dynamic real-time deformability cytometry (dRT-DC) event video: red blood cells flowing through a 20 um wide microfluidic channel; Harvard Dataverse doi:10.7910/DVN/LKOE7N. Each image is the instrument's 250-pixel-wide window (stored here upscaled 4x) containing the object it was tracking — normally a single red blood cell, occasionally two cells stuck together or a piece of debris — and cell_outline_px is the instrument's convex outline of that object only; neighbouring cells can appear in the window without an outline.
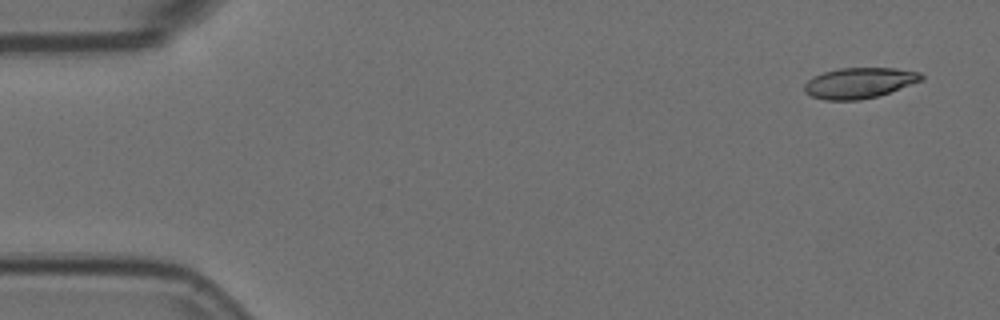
{"species": "Egyptian fruit bat (a non-hibernating species)", "species_latin": "Rousettus aegyptiacus", "temperature_condition": "room temperature", "stored_images_in_passage": 4, "camera_frame_rate_fps": 3000, "um_per_image_px": 0.085, "animal": {"sex": "female"}, "frame": {"image": 1, "passage_image": 1, "time_ms": 0.0, "image_size_px": [1000, 320], "cell_outline_px": [[924, 80], [876, 96], [860, 100], [824, 100], [812, 96], [804, 92], [804, 84], [812, 76], [824, 72], [840, 68], [896, 68], [920, 72], [924, 76]], "centroid_in_image_um": [73.03, 7.04], "position_along_channel_um": 12.0, "area_um2": 20.87}}
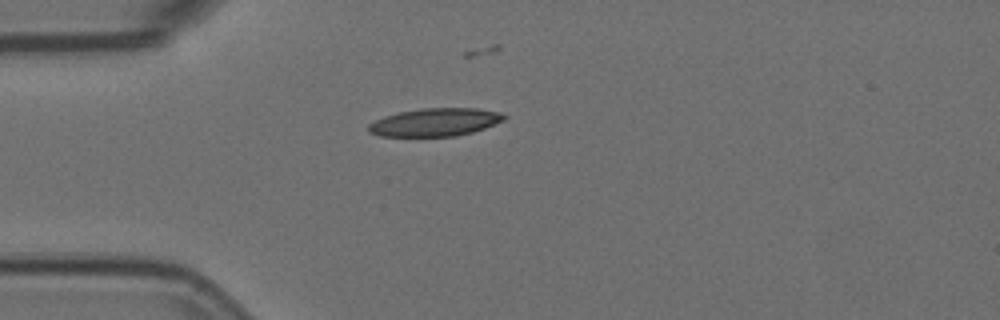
{"frame": {"image": 2, "passage_image": 4, "time_ms": 1.0, "image_size_px": [1000, 320], "cell_outline_px": [[508, 116], [504, 120], [484, 128], [472, 132], [456, 136], [380, 136], [368, 132], [368, 124], [384, 116], [400, 112], [420, 108], [476, 108], [500, 112]], "centroid_in_image_um": [36.98, 10.38], "position_along_channel_um": 48.0, "area_um2": 22.08}}